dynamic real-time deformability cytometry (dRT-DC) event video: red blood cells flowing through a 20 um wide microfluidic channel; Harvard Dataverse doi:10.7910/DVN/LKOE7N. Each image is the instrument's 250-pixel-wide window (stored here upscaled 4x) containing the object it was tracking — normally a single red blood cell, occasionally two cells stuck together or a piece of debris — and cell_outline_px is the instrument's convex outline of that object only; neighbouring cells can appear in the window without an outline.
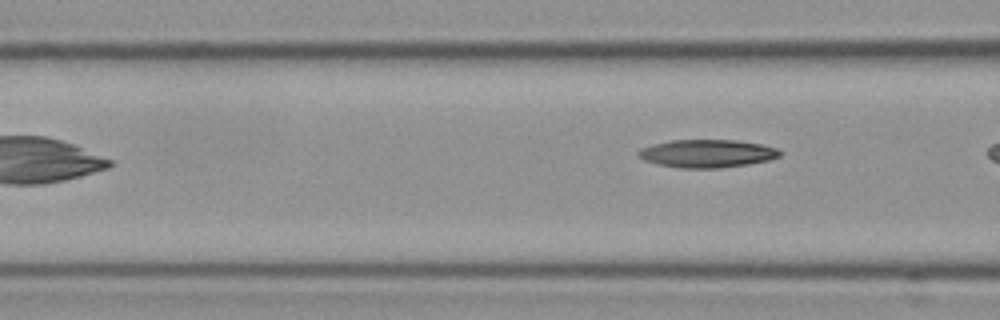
{"species": "Egyptian fruit bat (a non-hibernating species)", "species_latin": "Rousettus aegyptiacus", "temperature_condition": "cold", "stored_images_in_passage": 7, "camera_frame_rate_fps": 3000, "um_per_image_px": 0.085, "frame": {"image": 1, "passage_image": 4, "time_ms": 1.0, "image_size_px": [1000, 320], "cell_outline_px": [[784, 152], [780, 156], [768, 160], [748, 164], [720, 168], [680, 168], [660, 164], [644, 160], [636, 156], [636, 152], [640, 148], [652, 144], [672, 140], [736, 140], [760, 144], [776, 148]], "centroid_in_image_um": [60.09, 13.04], "position_along_channel_um": 106.5, "area_um2": 23.12}}